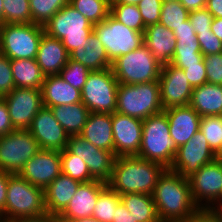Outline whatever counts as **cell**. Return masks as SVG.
Masks as SVG:
<instances>
[{
    "label": "cell",
    "mask_w": 222,
    "mask_h": 222,
    "mask_svg": "<svg viewBox=\"0 0 222 222\" xmlns=\"http://www.w3.org/2000/svg\"><path fill=\"white\" fill-rule=\"evenodd\" d=\"M212 33L222 41V18H214L211 24Z\"/></svg>",
    "instance_id": "obj_56"
},
{
    "label": "cell",
    "mask_w": 222,
    "mask_h": 222,
    "mask_svg": "<svg viewBox=\"0 0 222 222\" xmlns=\"http://www.w3.org/2000/svg\"><path fill=\"white\" fill-rule=\"evenodd\" d=\"M110 3L109 0H69V4L92 24L100 23L110 15Z\"/></svg>",
    "instance_id": "obj_34"
},
{
    "label": "cell",
    "mask_w": 222,
    "mask_h": 222,
    "mask_svg": "<svg viewBox=\"0 0 222 222\" xmlns=\"http://www.w3.org/2000/svg\"><path fill=\"white\" fill-rule=\"evenodd\" d=\"M50 109L69 136L81 134L90 113L82 102L53 106Z\"/></svg>",
    "instance_id": "obj_29"
},
{
    "label": "cell",
    "mask_w": 222,
    "mask_h": 222,
    "mask_svg": "<svg viewBox=\"0 0 222 222\" xmlns=\"http://www.w3.org/2000/svg\"><path fill=\"white\" fill-rule=\"evenodd\" d=\"M46 212L44 189L30 184L19 174H12L8 180L5 209L0 218L14 220L41 216Z\"/></svg>",
    "instance_id": "obj_4"
},
{
    "label": "cell",
    "mask_w": 222,
    "mask_h": 222,
    "mask_svg": "<svg viewBox=\"0 0 222 222\" xmlns=\"http://www.w3.org/2000/svg\"><path fill=\"white\" fill-rule=\"evenodd\" d=\"M11 173L0 170V215L4 212L7 200L8 180Z\"/></svg>",
    "instance_id": "obj_50"
},
{
    "label": "cell",
    "mask_w": 222,
    "mask_h": 222,
    "mask_svg": "<svg viewBox=\"0 0 222 222\" xmlns=\"http://www.w3.org/2000/svg\"><path fill=\"white\" fill-rule=\"evenodd\" d=\"M215 155H216V160L222 162V143L219 149L215 152Z\"/></svg>",
    "instance_id": "obj_60"
},
{
    "label": "cell",
    "mask_w": 222,
    "mask_h": 222,
    "mask_svg": "<svg viewBox=\"0 0 222 222\" xmlns=\"http://www.w3.org/2000/svg\"><path fill=\"white\" fill-rule=\"evenodd\" d=\"M166 168L138 156L116 157L107 185L119 195L142 193L152 195L159 176Z\"/></svg>",
    "instance_id": "obj_2"
},
{
    "label": "cell",
    "mask_w": 222,
    "mask_h": 222,
    "mask_svg": "<svg viewBox=\"0 0 222 222\" xmlns=\"http://www.w3.org/2000/svg\"><path fill=\"white\" fill-rule=\"evenodd\" d=\"M66 149L80 157L88 166L91 177L107 183L110 180L116 156L97 148L80 135L69 136Z\"/></svg>",
    "instance_id": "obj_14"
},
{
    "label": "cell",
    "mask_w": 222,
    "mask_h": 222,
    "mask_svg": "<svg viewBox=\"0 0 222 222\" xmlns=\"http://www.w3.org/2000/svg\"><path fill=\"white\" fill-rule=\"evenodd\" d=\"M112 71L120 84H140L158 81L162 69L151 51L143 44L112 62Z\"/></svg>",
    "instance_id": "obj_6"
},
{
    "label": "cell",
    "mask_w": 222,
    "mask_h": 222,
    "mask_svg": "<svg viewBox=\"0 0 222 222\" xmlns=\"http://www.w3.org/2000/svg\"><path fill=\"white\" fill-rule=\"evenodd\" d=\"M90 72L89 68L69 58L59 75L64 81L81 91Z\"/></svg>",
    "instance_id": "obj_41"
},
{
    "label": "cell",
    "mask_w": 222,
    "mask_h": 222,
    "mask_svg": "<svg viewBox=\"0 0 222 222\" xmlns=\"http://www.w3.org/2000/svg\"><path fill=\"white\" fill-rule=\"evenodd\" d=\"M220 210H222V193H221V196H220Z\"/></svg>",
    "instance_id": "obj_62"
},
{
    "label": "cell",
    "mask_w": 222,
    "mask_h": 222,
    "mask_svg": "<svg viewBox=\"0 0 222 222\" xmlns=\"http://www.w3.org/2000/svg\"><path fill=\"white\" fill-rule=\"evenodd\" d=\"M144 45L162 65L170 64L177 41L173 31L157 23L145 28Z\"/></svg>",
    "instance_id": "obj_23"
},
{
    "label": "cell",
    "mask_w": 222,
    "mask_h": 222,
    "mask_svg": "<svg viewBox=\"0 0 222 222\" xmlns=\"http://www.w3.org/2000/svg\"><path fill=\"white\" fill-rule=\"evenodd\" d=\"M61 174L60 151L40 150L27 161L19 175L30 184L45 189Z\"/></svg>",
    "instance_id": "obj_19"
},
{
    "label": "cell",
    "mask_w": 222,
    "mask_h": 222,
    "mask_svg": "<svg viewBox=\"0 0 222 222\" xmlns=\"http://www.w3.org/2000/svg\"><path fill=\"white\" fill-rule=\"evenodd\" d=\"M12 222H61L58 218V215L45 213L41 216H35V217H25V218H19L11 220Z\"/></svg>",
    "instance_id": "obj_52"
},
{
    "label": "cell",
    "mask_w": 222,
    "mask_h": 222,
    "mask_svg": "<svg viewBox=\"0 0 222 222\" xmlns=\"http://www.w3.org/2000/svg\"><path fill=\"white\" fill-rule=\"evenodd\" d=\"M142 0H112L111 3L138 5Z\"/></svg>",
    "instance_id": "obj_57"
},
{
    "label": "cell",
    "mask_w": 222,
    "mask_h": 222,
    "mask_svg": "<svg viewBox=\"0 0 222 222\" xmlns=\"http://www.w3.org/2000/svg\"><path fill=\"white\" fill-rule=\"evenodd\" d=\"M207 83L222 85V53L204 56Z\"/></svg>",
    "instance_id": "obj_43"
},
{
    "label": "cell",
    "mask_w": 222,
    "mask_h": 222,
    "mask_svg": "<svg viewBox=\"0 0 222 222\" xmlns=\"http://www.w3.org/2000/svg\"><path fill=\"white\" fill-rule=\"evenodd\" d=\"M175 38L177 45L170 64L180 69H186V65L200 64L203 61L204 55L201 53L197 36Z\"/></svg>",
    "instance_id": "obj_32"
},
{
    "label": "cell",
    "mask_w": 222,
    "mask_h": 222,
    "mask_svg": "<svg viewBox=\"0 0 222 222\" xmlns=\"http://www.w3.org/2000/svg\"><path fill=\"white\" fill-rule=\"evenodd\" d=\"M81 182L66 174L58 175L45 189V206L47 213L59 215L75 195Z\"/></svg>",
    "instance_id": "obj_26"
},
{
    "label": "cell",
    "mask_w": 222,
    "mask_h": 222,
    "mask_svg": "<svg viewBox=\"0 0 222 222\" xmlns=\"http://www.w3.org/2000/svg\"><path fill=\"white\" fill-rule=\"evenodd\" d=\"M213 19L214 17L206 8L191 11L189 13V21L196 34L204 31H211V24Z\"/></svg>",
    "instance_id": "obj_46"
},
{
    "label": "cell",
    "mask_w": 222,
    "mask_h": 222,
    "mask_svg": "<svg viewBox=\"0 0 222 222\" xmlns=\"http://www.w3.org/2000/svg\"><path fill=\"white\" fill-rule=\"evenodd\" d=\"M61 173L81 183L93 181L87 164L77 155L71 154L66 148L60 152Z\"/></svg>",
    "instance_id": "obj_36"
},
{
    "label": "cell",
    "mask_w": 222,
    "mask_h": 222,
    "mask_svg": "<svg viewBox=\"0 0 222 222\" xmlns=\"http://www.w3.org/2000/svg\"><path fill=\"white\" fill-rule=\"evenodd\" d=\"M38 142L41 150L63 151L68 143L69 135L55 119L49 107L43 106L27 129Z\"/></svg>",
    "instance_id": "obj_17"
},
{
    "label": "cell",
    "mask_w": 222,
    "mask_h": 222,
    "mask_svg": "<svg viewBox=\"0 0 222 222\" xmlns=\"http://www.w3.org/2000/svg\"><path fill=\"white\" fill-rule=\"evenodd\" d=\"M15 88L10 59L0 54V98Z\"/></svg>",
    "instance_id": "obj_44"
},
{
    "label": "cell",
    "mask_w": 222,
    "mask_h": 222,
    "mask_svg": "<svg viewBox=\"0 0 222 222\" xmlns=\"http://www.w3.org/2000/svg\"><path fill=\"white\" fill-rule=\"evenodd\" d=\"M69 58L70 54L61 40L50 37L46 33L43 34L36 61L45 76L59 74Z\"/></svg>",
    "instance_id": "obj_22"
},
{
    "label": "cell",
    "mask_w": 222,
    "mask_h": 222,
    "mask_svg": "<svg viewBox=\"0 0 222 222\" xmlns=\"http://www.w3.org/2000/svg\"><path fill=\"white\" fill-rule=\"evenodd\" d=\"M31 22L37 25L45 24L65 5L69 0H29Z\"/></svg>",
    "instance_id": "obj_37"
},
{
    "label": "cell",
    "mask_w": 222,
    "mask_h": 222,
    "mask_svg": "<svg viewBox=\"0 0 222 222\" xmlns=\"http://www.w3.org/2000/svg\"><path fill=\"white\" fill-rule=\"evenodd\" d=\"M4 24H27L31 22L29 0H3Z\"/></svg>",
    "instance_id": "obj_38"
},
{
    "label": "cell",
    "mask_w": 222,
    "mask_h": 222,
    "mask_svg": "<svg viewBox=\"0 0 222 222\" xmlns=\"http://www.w3.org/2000/svg\"><path fill=\"white\" fill-rule=\"evenodd\" d=\"M163 111L168 117L170 136L177 148L187 143L200 130L201 116L189 105Z\"/></svg>",
    "instance_id": "obj_21"
},
{
    "label": "cell",
    "mask_w": 222,
    "mask_h": 222,
    "mask_svg": "<svg viewBox=\"0 0 222 222\" xmlns=\"http://www.w3.org/2000/svg\"><path fill=\"white\" fill-rule=\"evenodd\" d=\"M38 142L27 130H14L0 137V170L19 174L38 151Z\"/></svg>",
    "instance_id": "obj_11"
},
{
    "label": "cell",
    "mask_w": 222,
    "mask_h": 222,
    "mask_svg": "<svg viewBox=\"0 0 222 222\" xmlns=\"http://www.w3.org/2000/svg\"><path fill=\"white\" fill-rule=\"evenodd\" d=\"M179 2L191 12L206 8L207 0H179Z\"/></svg>",
    "instance_id": "obj_55"
},
{
    "label": "cell",
    "mask_w": 222,
    "mask_h": 222,
    "mask_svg": "<svg viewBox=\"0 0 222 222\" xmlns=\"http://www.w3.org/2000/svg\"><path fill=\"white\" fill-rule=\"evenodd\" d=\"M163 110L158 81L133 85L119 83L116 112L144 120Z\"/></svg>",
    "instance_id": "obj_5"
},
{
    "label": "cell",
    "mask_w": 222,
    "mask_h": 222,
    "mask_svg": "<svg viewBox=\"0 0 222 222\" xmlns=\"http://www.w3.org/2000/svg\"><path fill=\"white\" fill-rule=\"evenodd\" d=\"M142 133L137 156L169 169L174 161L177 147L170 136L166 113L162 111L144 119Z\"/></svg>",
    "instance_id": "obj_3"
},
{
    "label": "cell",
    "mask_w": 222,
    "mask_h": 222,
    "mask_svg": "<svg viewBox=\"0 0 222 222\" xmlns=\"http://www.w3.org/2000/svg\"><path fill=\"white\" fill-rule=\"evenodd\" d=\"M93 32L105 47L111 62L144 44V33L128 28L111 15L104 21L93 24Z\"/></svg>",
    "instance_id": "obj_10"
},
{
    "label": "cell",
    "mask_w": 222,
    "mask_h": 222,
    "mask_svg": "<svg viewBox=\"0 0 222 222\" xmlns=\"http://www.w3.org/2000/svg\"><path fill=\"white\" fill-rule=\"evenodd\" d=\"M110 15L128 28L145 32L146 27L137 5L110 3Z\"/></svg>",
    "instance_id": "obj_35"
},
{
    "label": "cell",
    "mask_w": 222,
    "mask_h": 222,
    "mask_svg": "<svg viewBox=\"0 0 222 222\" xmlns=\"http://www.w3.org/2000/svg\"><path fill=\"white\" fill-rule=\"evenodd\" d=\"M173 33L175 37L197 36L194 28L191 26L189 19L186 20L183 25L175 29Z\"/></svg>",
    "instance_id": "obj_54"
},
{
    "label": "cell",
    "mask_w": 222,
    "mask_h": 222,
    "mask_svg": "<svg viewBox=\"0 0 222 222\" xmlns=\"http://www.w3.org/2000/svg\"><path fill=\"white\" fill-rule=\"evenodd\" d=\"M121 203L120 195L106 185L99 193L92 217L101 222H112L116 207Z\"/></svg>",
    "instance_id": "obj_33"
},
{
    "label": "cell",
    "mask_w": 222,
    "mask_h": 222,
    "mask_svg": "<svg viewBox=\"0 0 222 222\" xmlns=\"http://www.w3.org/2000/svg\"><path fill=\"white\" fill-rule=\"evenodd\" d=\"M120 198L135 222H160L152 195L127 193Z\"/></svg>",
    "instance_id": "obj_31"
},
{
    "label": "cell",
    "mask_w": 222,
    "mask_h": 222,
    "mask_svg": "<svg viewBox=\"0 0 222 222\" xmlns=\"http://www.w3.org/2000/svg\"><path fill=\"white\" fill-rule=\"evenodd\" d=\"M2 98L7 104L12 125L17 130L28 129L43 107L41 89L15 87Z\"/></svg>",
    "instance_id": "obj_15"
},
{
    "label": "cell",
    "mask_w": 222,
    "mask_h": 222,
    "mask_svg": "<svg viewBox=\"0 0 222 222\" xmlns=\"http://www.w3.org/2000/svg\"><path fill=\"white\" fill-rule=\"evenodd\" d=\"M106 185L107 183L99 180L81 183L66 208L58 215L59 220L68 222L73 219L92 217L99 193Z\"/></svg>",
    "instance_id": "obj_20"
},
{
    "label": "cell",
    "mask_w": 222,
    "mask_h": 222,
    "mask_svg": "<svg viewBox=\"0 0 222 222\" xmlns=\"http://www.w3.org/2000/svg\"><path fill=\"white\" fill-rule=\"evenodd\" d=\"M16 130L11 122L7 104L3 98H0V137Z\"/></svg>",
    "instance_id": "obj_49"
},
{
    "label": "cell",
    "mask_w": 222,
    "mask_h": 222,
    "mask_svg": "<svg viewBox=\"0 0 222 222\" xmlns=\"http://www.w3.org/2000/svg\"><path fill=\"white\" fill-rule=\"evenodd\" d=\"M118 85L111 67L91 71L81 90L82 103L90 112L112 114L117 108Z\"/></svg>",
    "instance_id": "obj_9"
},
{
    "label": "cell",
    "mask_w": 222,
    "mask_h": 222,
    "mask_svg": "<svg viewBox=\"0 0 222 222\" xmlns=\"http://www.w3.org/2000/svg\"><path fill=\"white\" fill-rule=\"evenodd\" d=\"M189 106L201 117L222 115V85L204 83L193 88Z\"/></svg>",
    "instance_id": "obj_28"
},
{
    "label": "cell",
    "mask_w": 222,
    "mask_h": 222,
    "mask_svg": "<svg viewBox=\"0 0 222 222\" xmlns=\"http://www.w3.org/2000/svg\"><path fill=\"white\" fill-rule=\"evenodd\" d=\"M14 85L17 88L41 89L45 75L36 59L10 60Z\"/></svg>",
    "instance_id": "obj_30"
},
{
    "label": "cell",
    "mask_w": 222,
    "mask_h": 222,
    "mask_svg": "<svg viewBox=\"0 0 222 222\" xmlns=\"http://www.w3.org/2000/svg\"><path fill=\"white\" fill-rule=\"evenodd\" d=\"M70 59L81 63L91 71L108 69L112 66L105 47L94 32L83 44L70 53Z\"/></svg>",
    "instance_id": "obj_27"
},
{
    "label": "cell",
    "mask_w": 222,
    "mask_h": 222,
    "mask_svg": "<svg viewBox=\"0 0 222 222\" xmlns=\"http://www.w3.org/2000/svg\"><path fill=\"white\" fill-rule=\"evenodd\" d=\"M189 13L180 2H163L159 23L174 31L189 19Z\"/></svg>",
    "instance_id": "obj_39"
},
{
    "label": "cell",
    "mask_w": 222,
    "mask_h": 222,
    "mask_svg": "<svg viewBox=\"0 0 222 222\" xmlns=\"http://www.w3.org/2000/svg\"><path fill=\"white\" fill-rule=\"evenodd\" d=\"M44 27L34 23L0 24V54L10 60L36 59Z\"/></svg>",
    "instance_id": "obj_8"
},
{
    "label": "cell",
    "mask_w": 222,
    "mask_h": 222,
    "mask_svg": "<svg viewBox=\"0 0 222 222\" xmlns=\"http://www.w3.org/2000/svg\"><path fill=\"white\" fill-rule=\"evenodd\" d=\"M186 222H222V211L198 209Z\"/></svg>",
    "instance_id": "obj_48"
},
{
    "label": "cell",
    "mask_w": 222,
    "mask_h": 222,
    "mask_svg": "<svg viewBox=\"0 0 222 222\" xmlns=\"http://www.w3.org/2000/svg\"><path fill=\"white\" fill-rule=\"evenodd\" d=\"M111 120L115 156H137L143 134V120L116 111L111 114Z\"/></svg>",
    "instance_id": "obj_18"
},
{
    "label": "cell",
    "mask_w": 222,
    "mask_h": 222,
    "mask_svg": "<svg viewBox=\"0 0 222 222\" xmlns=\"http://www.w3.org/2000/svg\"><path fill=\"white\" fill-rule=\"evenodd\" d=\"M0 222H12L11 220H5L0 218Z\"/></svg>",
    "instance_id": "obj_63"
},
{
    "label": "cell",
    "mask_w": 222,
    "mask_h": 222,
    "mask_svg": "<svg viewBox=\"0 0 222 222\" xmlns=\"http://www.w3.org/2000/svg\"><path fill=\"white\" fill-rule=\"evenodd\" d=\"M0 24H4L3 0H0Z\"/></svg>",
    "instance_id": "obj_59"
},
{
    "label": "cell",
    "mask_w": 222,
    "mask_h": 222,
    "mask_svg": "<svg viewBox=\"0 0 222 222\" xmlns=\"http://www.w3.org/2000/svg\"><path fill=\"white\" fill-rule=\"evenodd\" d=\"M44 31L61 40L70 54L88 39L93 24L68 3L45 24Z\"/></svg>",
    "instance_id": "obj_7"
},
{
    "label": "cell",
    "mask_w": 222,
    "mask_h": 222,
    "mask_svg": "<svg viewBox=\"0 0 222 222\" xmlns=\"http://www.w3.org/2000/svg\"><path fill=\"white\" fill-rule=\"evenodd\" d=\"M206 9L214 18H222V0H207Z\"/></svg>",
    "instance_id": "obj_53"
},
{
    "label": "cell",
    "mask_w": 222,
    "mask_h": 222,
    "mask_svg": "<svg viewBox=\"0 0 222 222\" xmlns=\"http://www.w3.org/2000/svg\"><path fill=\"white\" fill-rule=\"evenodd\" d=\"M41 92L43 106L49 108L82 102L81 91L64 81L59 74L45 76Z\"/></svg>",
    "instance_id": "obj_24"
},
{
    "label": "cell",
    "mask_w": 222,
    "mask_h": 222,
    "mask_svg": "<svg viewBox=\"0 0 222 222\" xmlns=\"http://www.w3.org/2000/svg\"><path fill=\"white\" fill-rule=\"evenodd\" d=\"M152 198L160 222H186L199 208L195 205L188 178L165 169Z\"/></svg>",
    "instance_id": "obj_1"
},
{
    "label": "cell",
    "mask_w": 222,
    "mask_h": 222,
    "mask_svg": "<svg viewBox=\"0 0 222 222\" xmlns=\"http://www.w3.org/2000/svg\"><path fill=\"white\" fill-rule=\"evenodd\" d=\"M68 222H101V221H99L94 217H85V218L69 220Z\"/></svg>",
    "instance_id": "obj_58"
},
{
    "label": "cell",
    "mask_w": 222,
    "mask_h": 222,
    "mask_svg": "<svg viewBox=\"0 0 222 222\" xmlns=\"http://www.w3.org/2000/svg\"><path fill=\"white\" fill-rule=\"evenodd\" d=\"M162 2H179V0H162Z\"/></svg>",
    "instance_id": "obj_61"
},
{
    "label": "cell",
    "mask_w": 222,
    "mask_h": 222,
    "mask_svg": "<svg viewBox=\"0 0 222 222\" xmlns=\"http://www.w3.org/2000/svg\"><path fill=\"white\" fill-rule=\"evenodd\" d=\"M112 222H135L131 213L121 202L115 210Z\"/></svg>",
    "instance_id": "obj_51"
},
{
    "label": "cell",
    "mask_w": 222,
    "mask_h": 222,
    "mask_svg": "<svg viewBox=\"0 0 222 222\" xmlns=\"http://www.w3.org/2000/svg\"><path fill=\"white\" fill-rule=\"evenodd\" d=\"M215 159V152L209 146L203 133L198 130L187 143L177 148L174 161L169 169L188 178L203 165L211 163Z\"/></svg>",
    "instance_id": "obj_13"
},
{
    "label": "cell",
    "mask_w": 222,
    "mask_h": 222,
    "mask_svg": "<svg viewBox=\"0 0 222 222\" xmlns=\"http://www.w3.org/2000/svg\"><path fill=\"white\" fill-rule=\"evenodd\" d=\"M200 131L211 149L216 152L222 143V115L201 117Z\"/></svg>",
    "instance_id": "obj_40"
},
{
    "label": "cell",
    "mask_w": 222,
    "mask_h": 222,
    "mask_svg": "<svg viewBox=\"0 0 222 222\" xmlns=\"http://www.w3.org/2000/svg\"><path fill=\"white\" fill-rule=\"evenodd\" d=\"M80 136L97 148L114 153L111 114L90 112Z\"/></svg>",
    "instance_id": "obj_25"
},
{
    "label": "cell",
    "mask_w": 222,
    "mask_h": 222,
    "mask_svg": "<svg viewBox=\"0 0 222 222\" xmlns=\"http://www.w3.org/2000/svg\"><path fill=\"white\" fill-rule=\"evenodd\" d=\"M191 195L199 209L220 210L222 162L214 160L188 177Z\"/></svg>",
    "instance_id": "obj_12"
},
{
    "label": "cell",
    "mask_w": 222,
    "mask_h": 222,
    "mask_svg": "<svg viewBox=\"0 0 222 222\" xmlns=\"http://www.w3.org/2000/svg\"><path fill=\"white\" fill-rule=\"evenodd\" d=\"M160 99L163 109L189 105L193 87L183 69L172 64L162 65L160 77Z\"/></svg>",
    "instance_id": "obj_16"
},
{
    "label": "cell",
    "mask_w": 222,
    "mask_h": 222,
    "mask_svg": "<svg viewBox=\"0 0 222 222\" xmlns=\"http://www.w3.org/2000/svg\"><path fill=\"white\" fill-rule=\"evenodd\" d=\"M197 38L201 53L204 56L222 53V41L217 38L212 31L198 33Z\"/></svg>",
    "instance_id": "obj_45"
},
{
    "label": "cell",
    "mask_w": 222,
    "mask_h": 222,
    "mask_svg": "<svg viewBox=\"0 0 222 222\" xmlns=\"http://www.w3.org/2000/svg\"><path fill=\"white\" fill-rule=\"evenodd\" d=\"M183 72L187 77L189 84L193 88L207 83V75L204 61H202L200 64L186 65V69H183Z\"/></svg>",
    "instance_id": "obj_47"
},
{
    "label": "cell",
    "mask_w": 222,
    "mask_h": 222,
    "mask_svg": "<svg viewBox=\"0 0 222 222\" xmlns=\"http://www.w3.org/2000/svg\"><path fill=\"white\" fill-rule=\"evenodd\" d=\"M162 3V0H142L139 2L137 6L145 27L159 23Z\"/></svg>",
    "instance_id": "obj_42"
}]
</instances>
